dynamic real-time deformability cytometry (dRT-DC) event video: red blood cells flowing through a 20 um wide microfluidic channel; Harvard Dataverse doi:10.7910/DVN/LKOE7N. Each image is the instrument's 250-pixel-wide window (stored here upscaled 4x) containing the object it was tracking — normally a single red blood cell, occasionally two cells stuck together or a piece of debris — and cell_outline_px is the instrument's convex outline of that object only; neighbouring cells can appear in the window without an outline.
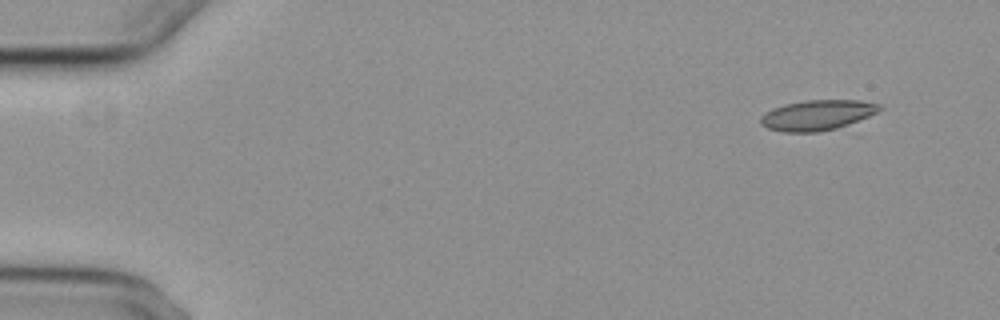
{"species": "common noctule bat (a hibernating species)", "species_latin": "Nyctalus noctula", "temperature_condition": "cold", "stored_images_in_passage": 5, "camera_frame_rate_fps": 3000, "um_per_image_px": 0.085, "animal": {"sex": "female", "body_mass_g": 29.2, "forearm_length_mm": 56.3}, "frame": {"image": 1, "passage_image": 1, "time_ms": 0.0, "image_size_px": [1000, 320], "cell_outline_px": [[884, 108], [868, 116], [848, 124], [836, 128], [816, 132], [784, 132], [768, 128], [760, 124], [760, 116], [764, 112], [772, 108], [784, 104], [804, 100], [860, 100], [880, 104]], "centroid_in_image_um": [69.43, 9.77], "position_along_channel_um": 15.6, "area_um2": 20.98}}
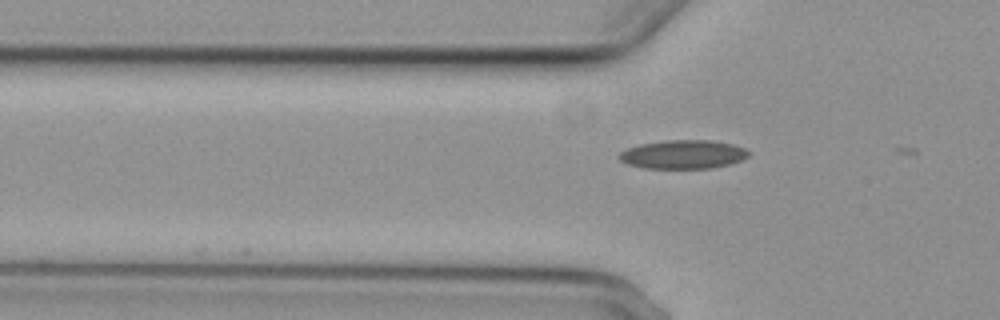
{"frame": {"image": 2, "passage_image": 5, "time_ms": 4.667, "image_size_px": [1000, 320], "cell_outline_px": [[748, 156], [740, 160], [728, 164], [712, 168], [644, 168], [628, 164], [620, 160], [616, 156], [620, 152], [628, 148], [640, 144], [668, 140], [712, 140], [732, 144], [744, 148], [748, 152]], "centroid_in_image_um": [58.03, 13.12], "position_along_channel_um": 67.8, "area_um2": 21.5}}